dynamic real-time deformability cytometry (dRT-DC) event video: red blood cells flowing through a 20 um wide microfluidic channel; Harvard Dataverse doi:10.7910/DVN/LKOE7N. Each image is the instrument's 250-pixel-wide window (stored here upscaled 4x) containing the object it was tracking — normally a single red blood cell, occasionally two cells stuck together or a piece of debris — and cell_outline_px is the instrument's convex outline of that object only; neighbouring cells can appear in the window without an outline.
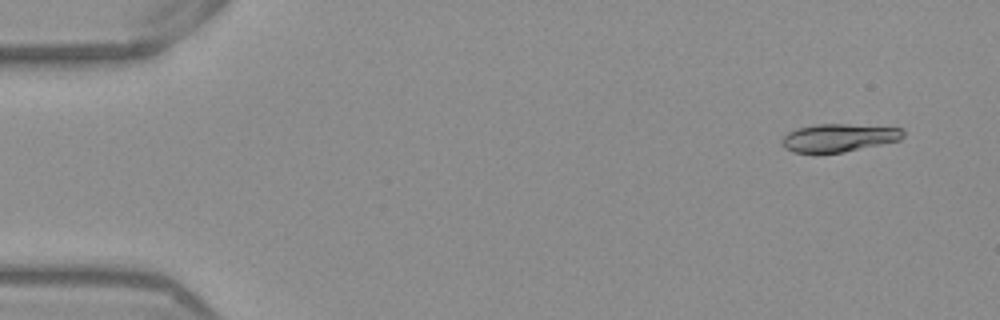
{"species": "Egyptian fruit bat (a non-hibernating species)", "species_latin": "Rousettus aegyptiacus", "temperature_condition": "warm", "stored_images_in_passage": 47, "camera_frame_rate_fps": 3000, "um_per_image_px": 0.085, "frame": {"image": 1, "passage_image": 1, "time_ms": 0.0, "image_size_px": [1000, 320], "cell_outline_px": [[904, 136], [900, 140], [844, 152], [816, 156], [792, 152], [784, 148], [780, 144], [784, 136], [788, 132], [796, 128], [816, 124], [848, 124], [900, 128], [904, 132]], "centroid_in_image_um": [71.2, 11.75], "position_along_channel_um": 13.8, "area_um2": 20.4}}
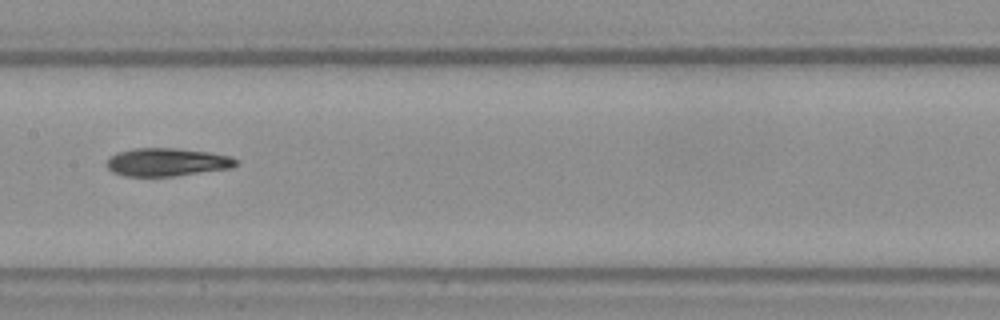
{"frame": {"image": 2, "passage_image": 24, "time_ms": 7.667, "image_size_px": [1000, 320], "cell_outline_px": [[240, 160], [232, 168], [176, 176], [124, 176], [112, 172], [108, 168], [108, 160], [116, 152], [132, 148], [176, 148], [212, 152], [232, 156]], "centroid_in_image_um": [14.25, 13.77], "position_along_channel_um": 193.2, "area_um2": 21.39}}
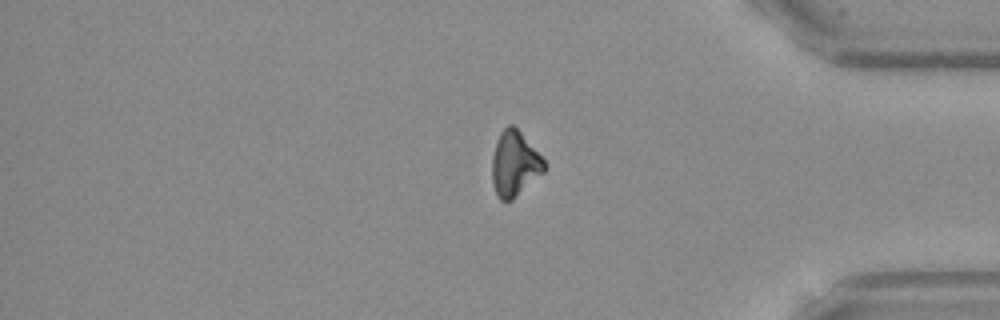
{"frame": {"image": 3, "passage_image": 41, "time_ms": 13.333, "image_size_px": [1000, 320], "cell_outline_px": [[544, 172], [512, 200], [504, 204], [496, 196], [492, 180], [492, 156], [500, 132], [508, 124], [512, 124], [520, 132], [544, 160]], "centroid_in_image_um": [43.7, 13.97], "position_along_channel_um": 391.5, "area_um2": 19.65}}